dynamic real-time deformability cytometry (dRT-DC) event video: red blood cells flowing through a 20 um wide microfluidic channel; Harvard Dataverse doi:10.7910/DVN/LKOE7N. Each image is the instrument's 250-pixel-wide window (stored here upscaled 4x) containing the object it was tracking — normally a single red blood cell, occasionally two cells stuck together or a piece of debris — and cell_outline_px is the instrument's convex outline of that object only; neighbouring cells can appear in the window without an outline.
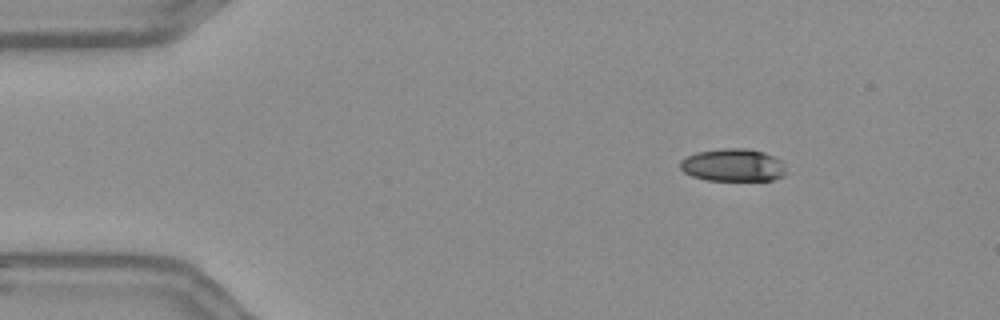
{"species": "Egyptian fruit bat (a non-hibernating species)", "species_latin": "Rousettus aegyptiacus", "temperature_condition": "warm", "stored_images_in_passage": 49, "camera_frame_rate_fps": 3000, "um_per_image_px": 0.085, "frame": {"image": 1, "passage_image": 1, "time_ms": 0.0, "image_size_px": [1000, 320], "cell_outline_px": [[788, 172], [784, 176], [772, 180], [708, 180], [692, 176], [684, 172], [680, 168], [680, 160], [696, 152], [720, 148], [748, 148], [764, 152], [780, 160]], "centroid_in_image_um": [62.32, 14.03], "position_along_channel_um": 22.7, "area_um2": 20.29}}
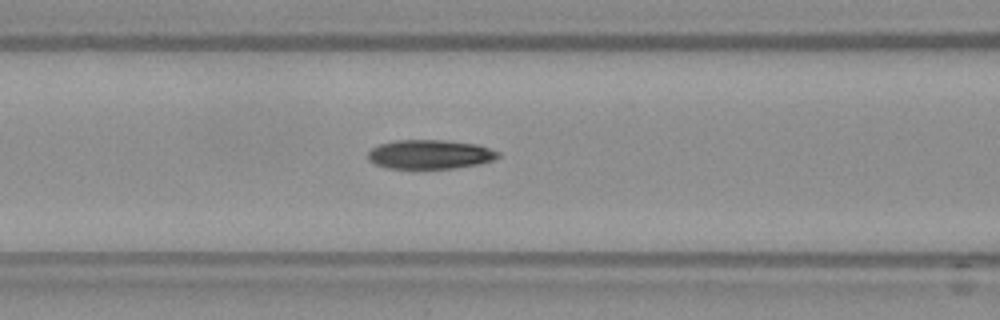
{"frame": {"image": 2, "passage_image": 16, "time_ms": 5.0, "image_size_px": [1000, 320], "cell_outline_px": [[500, 156], [492, 160], [480, 164], [452, 168], [384, 168], [368, 160], [368, 152], [372, 148], [380, 144], [396, 140], [444, 140], [480, 144], [500, 152]], "centroid_in_image_um": [36.57, 13.11], "position_along_channel_um": 130.0, "area_um2": 22.2}}
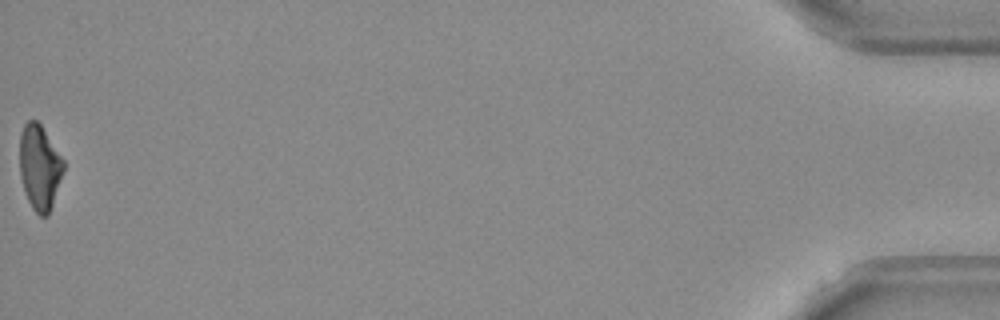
{"frame": {"image": 3, "passage_image": 49, "time_ms": 16.0, "image_size_px": [1000, 320], "cell_outline_px": [[64, 168], [48, 216], [40, 216], [32, 208], [24, 192], [20, 176], [20, 132], [24, 124], [28, 120], [36, 120], [40, 124], [64, 160]], "centroid_in_image_um": [3.34, 14.21], "position_along_channel_um": 431.9, "area_um2": 21.5}, "authors_computed_cell_mechanics": {"area_um2": 22.5998, "velocity_mm_per_s": 3.6702, "shape_relaxation_time_tau1_ms": 7.15, "shape_relaxation_time_tau2_ms": 10.7857, "deformation_change_tau1": 0.1832, "deformation_change_tau2": 0.2185}}